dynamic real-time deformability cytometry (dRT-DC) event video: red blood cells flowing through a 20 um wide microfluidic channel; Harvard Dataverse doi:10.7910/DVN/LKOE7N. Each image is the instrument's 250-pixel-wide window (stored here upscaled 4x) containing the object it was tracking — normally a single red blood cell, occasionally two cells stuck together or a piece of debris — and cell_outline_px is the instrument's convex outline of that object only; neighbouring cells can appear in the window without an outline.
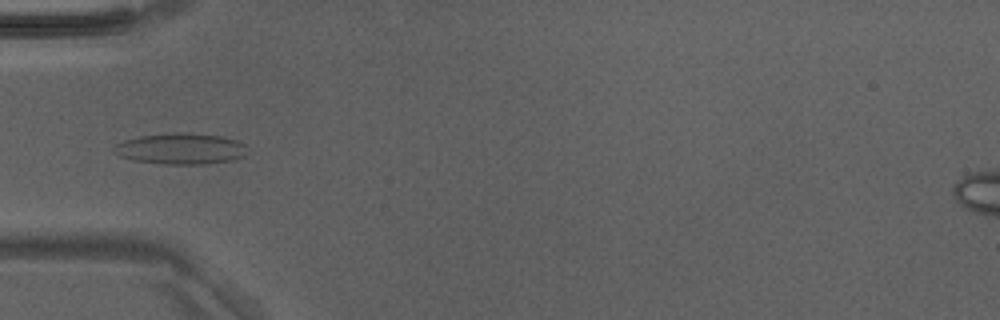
{"species": "Egyptian fruit bat (a non-hibernating species)", "species_latin": "Rousettus aegyptiacus", "temperature_condition": "room temperature", "stored_images_in_passage": 49, "camera_frame_rate_fps": 3000, "um_per_image_px": 0.085, "animal": {"sex": "male"}, "frame": {"image": 1, "passage_image": 16, "time_ms": 5.0, "image_size_px": [1000, 320], "cell_outline_px": [[244, 156], [232, 160], [204, 164], [164, 164], [132, 160], [120, 156], [112, 152], [112, 148], [116, 144], [124, 140], [140, 136], [172, 132], [184, 132], [220, 136], [236, 140], [244, 144]], "centroid_in_image_um": [15.3, 12.64], "position_along_channel_um": 69.7, "area_um2": 24.1}}
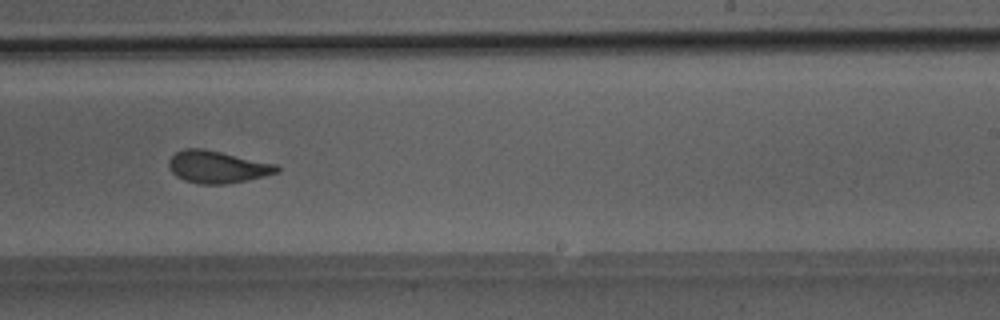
{"frame": {"image": 2, "passage_image": 30, "time_ms": 9.667, "image_size_px": [1000, 320], "cell_outline_px": [[280, 172], [248, 180], [224, 184], [200, 184], [184, 180], [176, 176], [168, 168], [168, 160], [176, 152], [184, 148], [204, 148], [276, 164], [280, 168]], "centroid_in_image_um": [18.46, 14.18], "position_along_channel_um": 270.5, "area_um2": 20.4}}
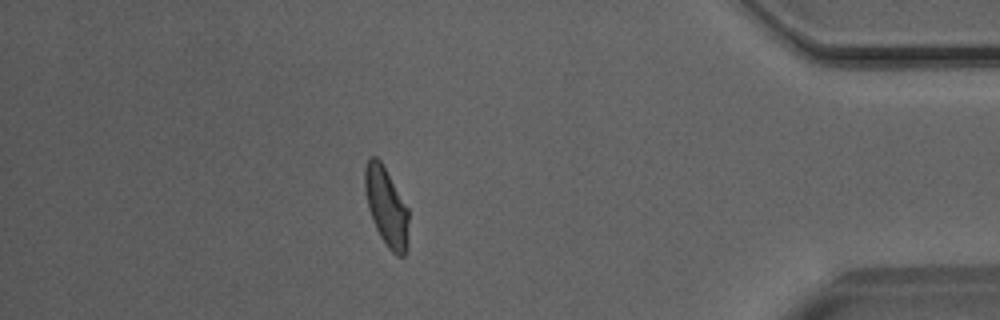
{"frame": {"image": 3, "passage_image": 42, "time_ms": 13.667, "image_size_px": [1000, 320], "cell_outline_px": [[408, 248], [404, 256], [396, 256], [388, 248], [380, 236], [372, 220], [368, 208], [364, 192], [364, 168], [368, 160], [372, 156], [376, 156], [380, 160], [408, 208]], "centroid_in_image_um": [32.83, 17.6], "position_along_channel_um": 402.4, "area_um2": 20.17}}